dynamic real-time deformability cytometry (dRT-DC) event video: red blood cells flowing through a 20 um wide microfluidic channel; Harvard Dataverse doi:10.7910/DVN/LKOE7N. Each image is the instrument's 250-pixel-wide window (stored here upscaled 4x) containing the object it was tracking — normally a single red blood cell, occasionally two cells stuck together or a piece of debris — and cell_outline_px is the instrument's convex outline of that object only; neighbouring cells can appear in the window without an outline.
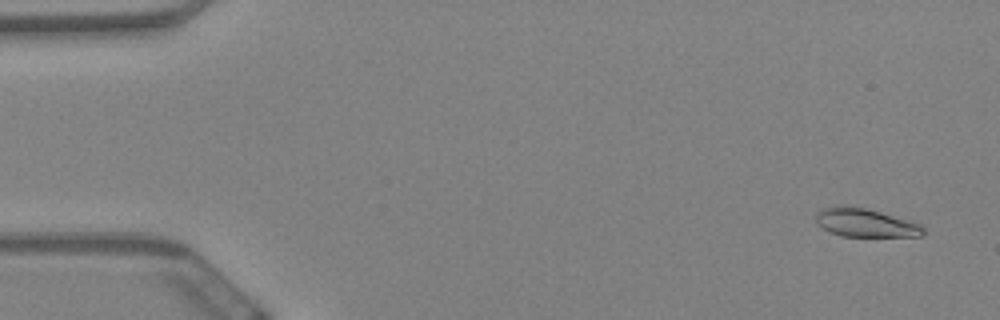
{"species": "Egyptian fruit bat (a non-hibernating species)", "species_latin": "Rousettus aegyptiacus", "temperature_condition": "warm", "stored_images_in_passage": 61, "camera_frame_rate_fps": 3000, "um_per_image_px": 0.085, "animal": {"sex": "female"}, "frame": {"image": 1, "passage_image": 3, "time_ms": 0.667, "image_size_px": [1000, 320], "cell_outline_px": [[924, 236], [840, 236], [824, 228], [816, 220], [816, 212], [820, 208], [836, 204], [864, 208], [880, 212], [920, 224], [924, 228]], "centroid_in_image_um": [73.52, 18.92], "position_along_channel_um": 11.5, "area_um2": 17.63}}
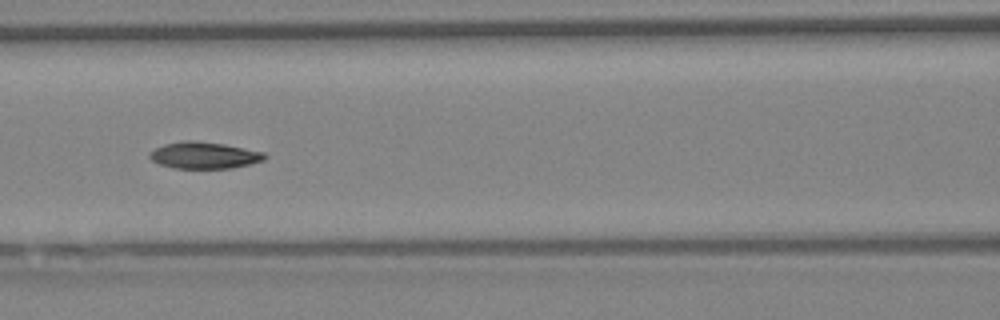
{"frame": {"image": 2, "passage_image": 27, "time_ms": 8.667, "image_size_px": [1000, 320], "cell_outline_px": [[268, 156], [264, 160], [232, 168], [176, 168], [160, 164], [152, 160], [148, 156], [148, 152], [164, 144], [184, 140], [192, 140], [224, 144], [264, 152]], "centroid_in_image_um": [17.34, 13.19], "position_along_channel_um": 149.3, "area_um2": 17.8}}
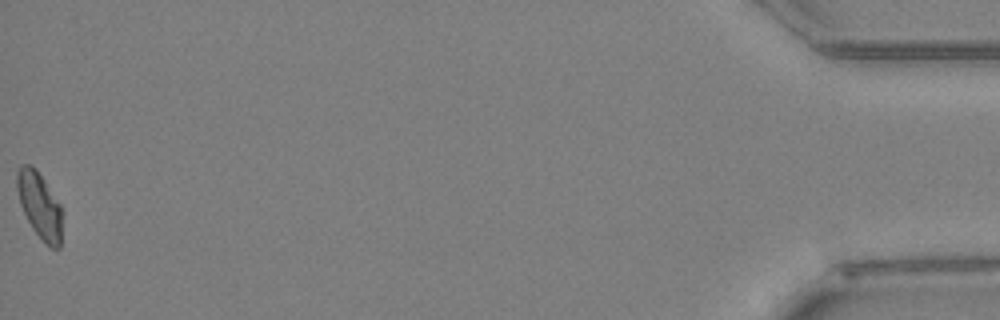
{"frame": {"image": 3, "passage_image": 61, "time_ms": 20.0, "image_size_px": [1000, 320], "cell_outline_px": [[60, 248], [52, 248], [32, 228], [20, 204], [16, 188], [16, 172], [20, 164], [32, 164], [36, 168], [60, 204]], "centroid_in_image_um": [3.31, 17.36], "position_along_channel_um": 431.9, "area_um2": 16.99}, "authors_computed_cell_mechanics": {"area_um2": 17.8024, "velocity_mm_per_s": 3.3786, "shape_relaxation_time_tau1_ms": null, "shape_relaxation_time_tau2_ms": 2.6764, "deformation_change_tau1": null, "deformation_change_tau2": 0.0656}}